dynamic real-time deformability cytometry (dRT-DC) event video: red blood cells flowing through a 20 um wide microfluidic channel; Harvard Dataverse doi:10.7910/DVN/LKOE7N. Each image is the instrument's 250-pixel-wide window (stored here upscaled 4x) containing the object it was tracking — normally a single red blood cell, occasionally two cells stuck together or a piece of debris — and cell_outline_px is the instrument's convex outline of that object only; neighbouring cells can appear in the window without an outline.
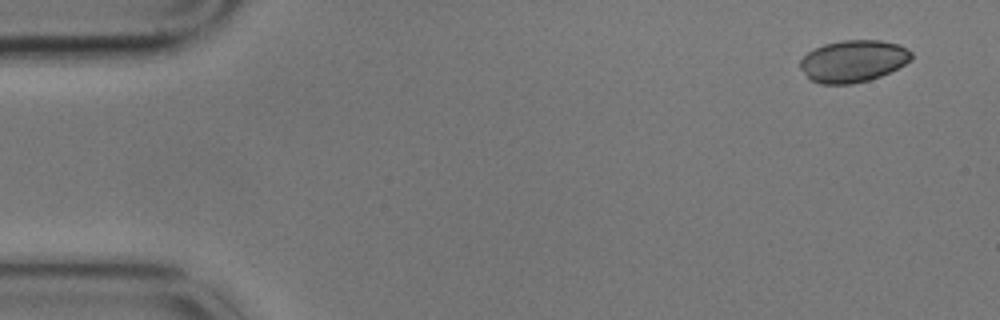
{"species": "common noctule bat (a hibernating species)", "species_latin": "Nyctalus noctula", "temperature_condition": "cold", "stored_images_in_passage": 6, "camera_frame_rate_fps": 3000, "um_per_image_px": 0.085, "animal": {"sex": "male", "body_mass_g": 17.9}, "frame": {"image": 1, "passage_image": 1, "time_ms": 0.0, "image_size_px": [1000, 320], "cell_outline_px": [[912, 60], [880, 76], [868, 80], [852, 84], [820, 84], [812, 80], [800, 68], [800, 60], [808, 52], [824, 44], [844, 40], [880, 40], [896, 44], [908, 48], [912, 52]], "centroid_in_image_um": [72.53, 5.19], "position_along_channel_um": 12.5, "area_um2": 26.99}}
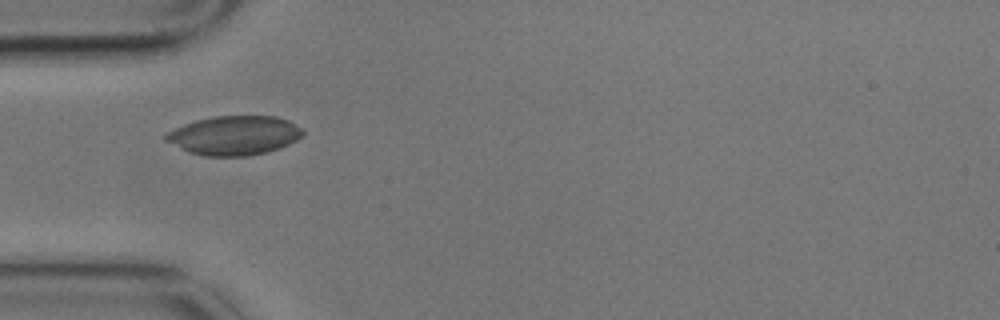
{"frame": {"image": 2, "passage_image": 5, "time_ms": 1.333, "image_size_px": [1000, 320], "cell_outline_px": [[304, 132], [296, 140], [280, 148], [268, 152], [248, 156], [204, 156], [188, 152], [164, 140], [164, 136], [168, 132], [184, 124], [196, 120], [212, 116], [276, 116], [288, 120], [304, 128]], "centroid_in_image_um": [19.93, 11.51], "position_along_channel_um": 65.1, "area_um2": 31.39}}
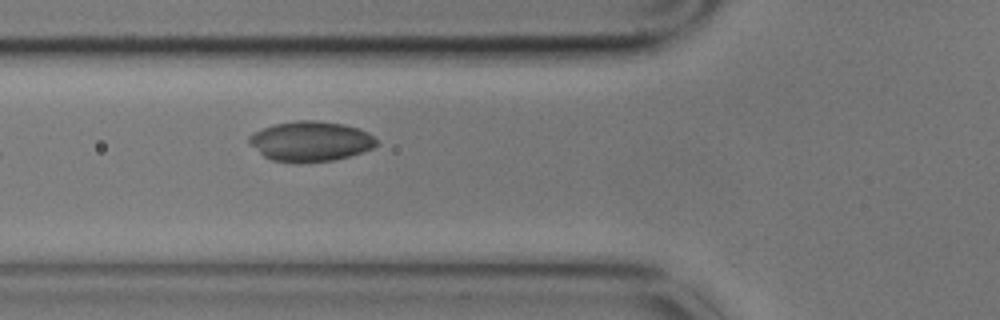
{"frame": {"image": 3, "passage_image": 6, "time_ms": 1.667, "image_size_px": [1000, 320], "cell_outline_px": [[380, 144], [372, 148], [336, 160], [296, 164], [272, 160], [264, 156], [248, 140], [248, 136], [264, 128], [276, 124], [296, 120], [316, 120], [344, 124], [360, 128], [368, 132]], "centroid_in_image_um": [26.43, 12.02], "position_along_channel_um": 99.4, "area_um2": 29.77}}